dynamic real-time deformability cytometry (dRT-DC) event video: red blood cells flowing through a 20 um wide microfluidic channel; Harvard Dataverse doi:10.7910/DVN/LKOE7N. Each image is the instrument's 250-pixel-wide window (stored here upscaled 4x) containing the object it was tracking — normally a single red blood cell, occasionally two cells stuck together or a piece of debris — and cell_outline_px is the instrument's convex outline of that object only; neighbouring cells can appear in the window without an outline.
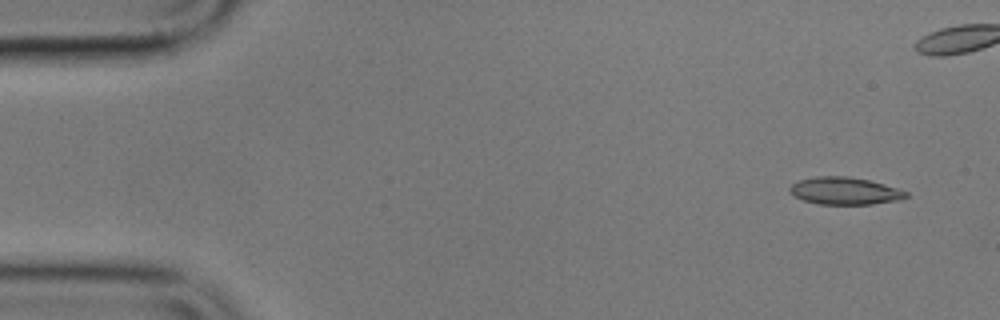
{"species": "common noctule bat (a hibernating species)", "species_latin": "Nyctalus noctula", "temperature_condition": "cold", "stored_images_in_passage": 7, "camera_frame_rate_fps": 3000, "um_per_image_px": 0.085, "animal": {"sex": "male", "body_mass_g": 17.9}, "frame": {"image": 1, "passage_image": 1, "time_ms": 0.0, "image_size_px": [1000, 320], "cell_outline_px": [[908, 196], [900, 200], [872, 204], [820, 204], [804, 200], [796, 196], [788, 188], [792, 184], [800, 180], [816, 176], [848, 176], [868, 180], [884, 184], [908, 192]], "centroid_in_image_um": [71.83, 16.22], "position_along_channel_um": 13.2, "area_um2": 18.32}}
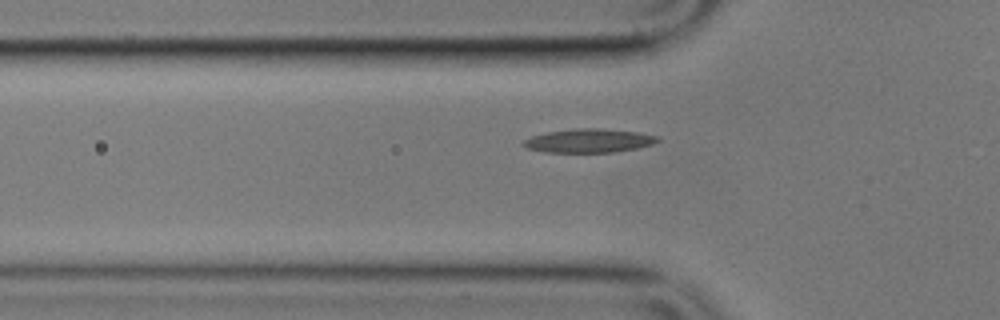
{"frame": {"image": 2, "passage_image": 7, "time_ms": 7.0, "image_size_px": [1000, 320], "cell_outline_px": [[660, 140], [652, 144], [636, 148], [616, 152], [544, 152], [528, 148], [520, 144], [524, 140], [532, 136], [548, 132], [576, 128], [596, 128], [636, 132], [660, 136]], "centroid_in_image_um": [50.06, 11.96], "position_along_channel_um": 75.7, "area_um2": 18.44}}